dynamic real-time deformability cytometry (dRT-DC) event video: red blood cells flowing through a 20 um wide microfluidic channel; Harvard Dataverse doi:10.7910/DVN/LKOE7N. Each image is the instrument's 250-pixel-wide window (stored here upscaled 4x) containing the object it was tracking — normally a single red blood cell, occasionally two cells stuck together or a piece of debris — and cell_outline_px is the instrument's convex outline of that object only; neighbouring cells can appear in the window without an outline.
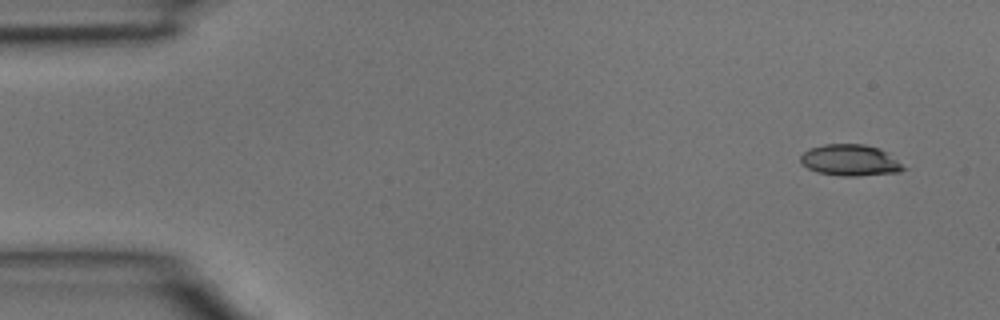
{"species": "common noctule bat (a hibernating species)", "species_latin": "Nyctalus noctula", "temperature_condition": "room temperature", "stored_images_in_passage": 5, "camera_frame_rate_fps": 3000, "um_per_image_px": 0.085, "animal": {"sex": "male", "body_mass_g": 15.6}, "frame": {"image": 1, "passage_image": 1, "time_ms": 0.0, "image_size_px": [1000, 320], "cell_outline_px": [[908, 168], [900, 172], [856, 176], [840, 176], [816, 172], [800, 164], [800, 156], [808, 148], [824, 144], [864, 144], [880, 148], [888, 152]], "centroid_in_image_um": [72.27, 13.62], "position_along_channel_um": 12.7, "area_um2": 19.13}}
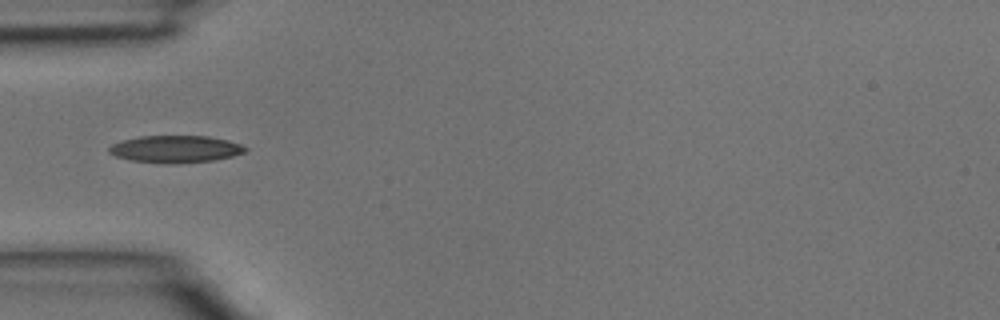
{"frame": {"image": 2, "passage_image": 4, "time_ms": 1.0, "image_size_px": [1000, 320], "cell_outline_px": [[248, 148], [244, 152], [232, 156], [212, 160], [176, 164], [128, 160], [116, 156], [108, 152], [108, 148], [112, 144], [120, 140], [140, 136], [208, 136], [228, 140], [240, 144]], "centroid_in_image_um": [14.88, 12.66], "position_along_channel_um": 70.1, "area_um2": 21.56}}